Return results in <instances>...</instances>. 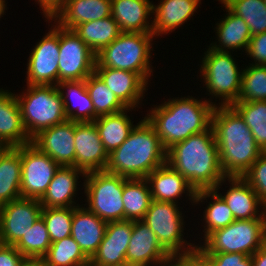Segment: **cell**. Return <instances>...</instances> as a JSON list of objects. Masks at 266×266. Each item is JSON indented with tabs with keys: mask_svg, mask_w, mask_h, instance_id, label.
<instances>
[{
	"mask_svg": "<svg viewBox=\"0 0 266 266\" xmlns=\"http://www.w3.org/2000/svg\"><path fill=\"white\" fill-rule=\"evenodd\" d=\"M59 83L86 80L94 73L96 54L71 29L59 26Z\"/></svg>",
	"mask_w": 266,
	"mask_h": 266,
	"instance_id": "11",
	"label": "cell"
},
{
	"mask_svg": "<svg viewBox=\"0 0 266 266\" xmlns=\"http://www.w3.org/2000/svg\"><path fill=\"white\" fill-rule=\"evenodd\" d=\"M76 168L84 173L105 170L108 153L94 122H75Z\"/></svg>",
	"mask_w": 266,
	"mask_h": 266,
	"instance_id": "16",
	"label": "cell"
},
{
	"mask_svg": "<svg viewBox=\"0 0 266 266\" xmlns=\"http://www.w3.org/2000/svg\"><path fill=\"white\" fill-rule=\"evenodd\" d=\"M197 245L202 254L244 253L252 256L265 243V218L234 220L209 233Z\"/></svg>",
	"mask_w": 266,
	"mask_h": 266,
	"instance_id": "8",
	"label": "cell"
},
{
	"mask_svg": "<svg viewBox=\"0 0 266 266\" xmlns=\"http://www.w3.org/2000/svg\"><path fill=\"white\" fill-rule=\"evenodd\" d=\"M248 25L252 36L266 32V4L264 0H217Z\"/></svg>",
	"mask_w": 266,
	"mask_h": 266,
	"instance_id": "37",
	"label": "cell"
},
{
	"mask_svg": "<svg viewBox=\"0 0 266 266\" xmlns=\"http://www.w3.org/2000/svg\"><path fill=\"white\" fill-rule=\"evenodd\" d=\"M26 91V92H25ZM22 116V123L29 138L42 130L66 121L63 98L58 86L28 85L15 94Z\"/></svg>",
	"mask_w": 266,
	"mask_h": 266,
	"instance_id": "6",
	"label": "cell"
},
{
	"mask_svg": "<svg viewBox=\"0 0 266 266\" xmlns=\"http://www.w3.org/2000/svg\"><path fill=\"white\" fill-rule=\"evenodd\" d=\"M86 208L105 222L124 220V177L103 171L85 173Z\"/></svg>",
	"mask_w": 266,
	"mask_h": 266,
	"instance_id": "9",
	"label": "cell"
},
{
	"mask_svg": "<svg viewBox=\"0 0 266 266\" xmlns=\"http://www.w3.org/2000/svg\"><path fill=\"white\" fill-rule=\"evenodd\" d=\"M166 163L195 189H214L224 175L213 127L177 142L166 152Z\"/></svg>",
	"mask_w": 266,
	"mask_h": 266,
	"instance_id": "2",
	"label": "cell"
},
{
	"mask_svg": "<svg viewBox=\"0 0 266 266\" xmlns=\"http://www.w3.org/2000/svg\"><path fill=\"white\" fill-rule=\"evenodd\" d=\"M232 107L244 119L256 144L266 152V101H236Z\"/></svg>",
	"mask_w": 266,
	"mask_h": 266,
	"instance_id": "38",
	"label": "cell"
},
{
	"mask_svg": "<svg viewBox=\"0 0 266 266\" xmlns=\"http://www.w3.org/2000/svg\"><path fill=\"white\" fill-rule=\"evenodd\" d=\"M85 173L74 166H59L51 180L46 193L40 199L43 208L78 207L76 204L79 177Z\"/></svg>",
	"mask_w": 266,
	"mask_h": 266,
	"instance_id": "23",
	"label": "cell"
},
{
	"mask_svg": "<svg viewBox=\"0 0 266 266\" xmlns=\"http://www.w3.org/2000/svg\"><path fill=\"white\" fill-rule=\"evenodd\" d=\"M170 254L161 246L155 233L142 220L133 221L126 264L155 266Z\"/></svg>",
	"mask_w": 266,
	"mask_h": 266,
	"instance_id": "19",
	"label": "cell"
},
{
	"mask_svg": "<svg viewBox=\"0 0 266 266\" xmlns=\"http://www.w3.org/2000/svg\"><path fill=\"white\" fill-rule=\"evenodd\" d=\"M237 101H266V66L248 64L243 68Z\"/></svg>",
	"mask_w": 266,
	"mask_h": 266,
	"instance_id": "40",
	"label": "cell"
},
{
	"mask_svg": "<svg viewBox=\"0 0 266 266\" xmlns=\"http://www.w3.org/2000/svg\"><path fill=\"white\" fill-rule=\"evenodd\" d=\"M44 266H89L90 259L80 246L69 236L51 243L47 254L42 258Z\"/></svg>",
	"mask_w": 266,
	"mask_h": 266,
	"instance_id": "35",
	"label": "cell"
},
{
	"mask_svg": "<svg viewBox=\"0 0 266 266\" xmlns=\"http://www.w3.org/2000/svg\"><path fill=\"white\" fill-rule=\"evenodd\" d=\"M198 99L193 96L170 98L149 109L145 118L154 127L166 150L211 127L212 113L218 103L212 102L210 98Z\"/></svg>",
	"mask_w": 266,
	"mask_h": 266,
	"instance_id": "1",
	"label": "cell"
},
{
	"mask_svg": "<svg viewBox=\"0 0 266 266\" xmlns=\"http://www.w3.org/2000/svg\"><path fill=\"white\" fill-rule=\"evenodd\" d=\"M21 197L41 199L59 165L32 143L20 146Z\"/></svg>",
	"mask_w": 266,
	"mask_h": 266,
	"instance_id": "12",
	"label": "cell"
},
{
	"mask_svg": "<svg viewBox=\"0 0 266 266\" xmlns=\"http://www.w3.org/2000/svg\"><path fill=\"white\" fill-rule=\"evenodd\" d=\"M74 207L42 208L43 218L51 242L71 236V226Z\"/></svg>",
	"mask_w": 266,
	"mask_h": 266,
	"instance_id": "41",
	"label": "cell"
},
{
	"mask_svg": "<svg viewBox=\"0 0 266 266\" xmlns=\"http://www.w3.org/2000/svg\"><path fill=\"white\" fill-rule=\"evenodd\" d=\"M26 258L11 245H5L0 249V266H21Z\"/></svg>",
	"mask_w": 266,
	"mask_h": 266,
	"instance_id": "45",
	"label": "cell"
},
{
	"mask_svg": "<svg viewBox=\"0 0 266 266\" xmlns=\"http://www.w3.org/2000/svg\"><path fill=\"white\" fill-rule=\"evenodd\" d=\"M155 266H187V253L183 255H170Z\"/></svg>",
	"mask_w": 266,
	"mask_h": 266,
	"instance_id": "48",
	"label": "cell"
},
{
	"mask_svg": "<svg viewBox=\"0 0 266 266\" xmlns=\"http://www.w3.org/2000/svg\"><path fill=\"white\" fill-rule=\"evenodd\" d=\"M124 220H143L150 207L152 196L146 178H125L122 193Z\"/></svg>",
	"mask_w": 266,
	"mask_h": 266,
	"instance_id": "33",
	"label": "cell"
},
{
	"mask_svg": "<svg viewBox=\"0 0 266 266\" xmlns=\"http://www.w3.org/2000/svg\"><path fill=\"white\" fill-rule=\"evenodd\" d=\"M21 158L19 147L0 150V206L21 197Z\"/></svg>",
	"mask_w": 266,
	"mask_h": 266,
	"instance_id": "30",
	"label": "cell"
},
{
	"mask_svg": "<svg viewBox=\"0 0 266 266\" xmlns=\"http://www.w3.org/2000/svg\"><path fill=\"white\" fill-rule=\"evenodd\" d=\"M3 148H4V146L0 143V150L3 149Z\"/></svg>",
	"mask_w": 266,
	"mask_h": 266,
	"instance_id": "55",
	"label": "cell"
},
{
	"mask_svg": "<svg viewBox=\"0 0 266 266\" xmlns=\"http://www.w3.org/2000/svg\"><path fill=\"white\" fill-rule=\"evenodd\" d=\"M155 36L147 33L121 32L96 54L95 68H113L137 73L147 84L153 76L150 64ZM152 73V74H151Z\"/></svg>",
	"mask_w": 266,
	"mask_h": 266,
	"instance_id": "5",
	"label": "cell"
},
{
	"mask_svg": "<svg viewBox=\"0 0 266 266\" xmlns=\"http://www.w3.org/2000/svg\"><path fill=\"white\" fill-rule=\"evenodd\" d=\"M200 64V77L208 96L219 98L218 106H232L238 100L243 69L240 71L231 52L208 48Z\"/></svg>",
	"mask_w": 266,
	"mask_h": 266,
	"instance_id": "7",
	"label": "cell"
},
{
	"mask_svg": "<svg viewBox=\"0 0 266 266\" xmlns=\"http://www.w3.org/2000/svg\"><path fill=\"white\" fill-rule=\"evenodd\" d=\"M227 177L223 178L221 182L214 188L210 190H200L196 192L195 203L199 204L207 200V198L213 199V201H209L205 210L203 211V221L204 224V237L205 238L209 233L216 231L218 229H222L229 224H231L235 218L232 214L231 209L226 204L224 199L219 195L218 191L220 187L226 183Z\"/></svg>",
	"mask_w": 266,
	"mask_h": 266,
	"instance_id": "31",
	"label": "cell"
},
{
	"mask_svg": "<svg viewBox=\"0 0 266 266\" xmlns=\"http://www.w3.org/2000/svg\"><path fill=\"white\" fill-rule=\"evenodd\" d=\"M3 246H5V244H4V241H3V238H2V234H1V232H0V249H1Z\"/></svg>",
	"mask_w": 266,
	"mask_h": 266,
	"instance_id": "52",
	"label": "cell"
},
{
	"mask_svg": "<svg viewBox=\"0 0 266 266\" xmlns=\"http://www.w3.org/2000/svg\"><path fill=\"white\" fill-rule=\"evenodd\" d=\"M39 4L40 10L46 18H52L53 15L63 6L65 0H35Z\"/></svg>",
	"mask_w": 266,
	"mask_h": 266,
	"instance_id": "46",
	"label": "cell"
},
{
	"mask_svg": "<svg viewBox=\"0 0 266 266\" xmlns=\"http://www.w3.org/2000/svg\"><path fill=\"white\" fill-rule=\"evenodd\" d=\"M146 179L150 186L152 200L178 204L177 200L185 193L192 205H195V189L185 177L167 163L153 170Z\"/></svg>",
	"mask_w": 266,
	"mask_h": 266,
	"instance_id": "20",
	"label": "cell"
},
{
	"mask_svg": "<svg viewBox=\"0 0 266 266\" xmlns=\"http://www.w3.org/2000/svg\"><path fill=\"white\" fill-rule=\"evenodd\" d=\"M187 266H212V264L198 249H195L187 253Z\"/></svg>",
	"mask_w": 266,
	"mask_h": 266,
	"instance_id": "47",
	"label": "cell"
},
{
	"mask_svg": "<svg viewBox=\"0 0 266 266\" xmlns=\"http://www.w3.org/2000/svg\"><path fill=\"white\" fill-rule=\"evenodd\" d=\"M21 266H44L42 259H26Z\"/></svg>",
	"mask_w": 266,
	"mask_h": 266,
	"instance_id": "50",
	"label": "cell"
},
{
	"mask_svg": "<svg viewBox=\"0 0 266 266\" xmlns=\"http://www.w3.org/2000/svg\"><path fill=\"white\" fill-rule=\"evenodd\" d=\"M74 133L75 122L67 119L60 124L42 130L31 139V143L59 166L76 167Z\"/></svg>",
	"mask_w": 266,
	"mask_h": 266,
	"instance_id": "15",
	"label": "cell"
},
{
	"mask_svg": "<svg viewBox=\"0 0 266 266\" xmlns=\"http://www.w3.org/2000/svg\"><path fill=\"white\" fill-rule=\"evenodd\" d=\"M94 73L127 108L143 104L148 84L137 73L113 68H94Z\"/></svg>",
	"mask_w": 266,
	"mask_h": 266,
	"instance_id": "18",
	"label": "cell"
},
{
	"mask_svg": "<svg viewBox=\"0 0 266 266\" xmlns=\"http://www.w3.org/2000/svg\"><path fill=\"white\" fill-rule=\"evenodd\" d=\"M223 6L227 16L225 15V18L215 24L217 25L215 34H217L216 40L218 41L212 42L208 47L220 52H234L238 49L240 51L243 48L242 51H246L252 37L247 23L232 13L224 4Z\"/></svg>",
	"mask_w": 266,
	"mask_h": 266,
	"instance_id": "28",
	"label": "cell"
},
{
	"mask_svg": "<svg viewBox=\"0 0 266 266\" xmlns=\"http://www.w3.org/2000/svg\"><path fill=\"white\" fill-rule=\"evenodd\" d=\"M212 266H252V257L244 253L203 254Z\"/></svg>",
	"mask_w": 266,
	"mask_h": 266,
	"instance_id": "43",
	"label": "cell"
},
{
	"mask_svg": "<svg viewBox=\"0 0 266 266\" xmlns=\"http://www.w3.org/2000/svg\"><path fill=\"white\" fill-rule=\"evenodd\" d=\"M7 4L5 0H0V18L5 14V10H7Z\"/></svg>",
	"mask_w": 266,
	"mask_h": 266,
	"instance_id": "51",
	"label": "cell"
},
{
	"mask_svg": "<svg viewBox=\"0 0 266 266\" xmlns=\"http://www.w3.org/2000/svg\"><path fill=\"white\" fill-rule=\"evenodd\" d=\"M73 31L95 54L112 43L121 33L112 16L79 24Z\"/></svg>",
	"mask_w": 266,
	"mask_h": 266,
	"instance_id": "34",
	"label": "cell"
},
{
	"mask_svg": "<svg viewBox=\"0 0 266 266\" xmlns=\"http://www.w3.org/2000/svg\"><path fill=\"white\" fill-rule=\"evenodd\" d=\"M227 181L229 189L226 194L220 192L219 195L231 209L235 220L265 218L266 205L242 177L230 176Z\"/></svg>",
	"mask_w": 266,
	"mask_h": 266,
	"instance_id": "22",
	"label": "cell"
},
{
	"mask_svg": "<svg viewBox=\"0 0 266 266\" xmlns=\"http://www.w3.org/2000/svg\"><path fill=\"white\" fill-rule=\"evenodd\" d=\"M27 229L14 247L26 259H42L52 243L43 218L40 217L31 228Z\"/></svg>",
	"mask_w": 266,
	"mask_h": 266,
	"instance_id": "39",
	"label": "cell"
},
{
	"mask_svg": "<svg viewBox=\"0 0 266 266\" xmlns=\"http://www.w3.org/2000/svg\"><path fill=\"white\" fill-rule=\"evenodd\" d=\"M166 152L154 127L144 117L127 139L108 154L105 171L125 178H146L166 164Z\"/></svg>",
	"mask_w": 266,
	"mask_h": 266,
	"instance_id": "4",
	"label": "cell"
},
{
	"mask_svg": "<svg viewBox=\"0 0 266 266\" xmlns=\"http://www.w3.org/2000/svg\"><path fill=\"white\" fill-rule=\"evenodd\" d=\"M245 53L254 60L251 65L266 66V32L252 36Z\"/></svg>",
	"mask_w": 266,
	"mask_h": 266,
	"instance_id": "44",
	"label": "cell"
},
{
	"mask_svg": "<svg viewBox=\"0 0 266 266\" xmlns=\"http://www.w3.org/2000/svg\"><path fill=\"white\" fill-rule=\"evenodd\" d=\"M132 110L134 108H126L115 114L97 117L93 121L104 149L108 154L116 150L127 139L131 130L135 127L133 121L130 120V116L127 115Z\"/></svg>",
	"mask_w": 266,
	"mask_h": 266,
	"instance_id": "32",
	"label": "cell"
},
{
	"mask_svg": "<svg viewBox=\"0 0 266 266\" xmlns=\"http://www.w3.org/2000/svg\"><path fill=\"white\" fill-rule=\"evenodd\" d=\"M85 206L86 203L84 207L83 205L74 207L71 237L83 253L91 259L103 240L107 222L90 212Z\"/></svg>",
	"mask_w": 266,
	"mask_h": 266,
	"instance_id": "25",
	"label": "cell"
},
{
	"mask_svg": "<svg viewBox=\"0 0 266 266\" xmlns=\"http://www.w3.org/2000/svg\"><path fill=\"white\" fill-rule=\"evenodd\" d=\"M150 0H111V16L121 32L152 34V3ZM151 22V23H150Z\"/></svg>",
	"mask_w": 266,
	"mask_h": 266,
	"instance_id": "26",
	"label": "cell"
},
{
	"mask_svg": "<svg viewBox=\"0 0 266 266\" xmlns=\"http://www.w3.org/2000/svg\"><path fill=\"white\" fill-rule=\"evenodd\" d=\"M57 86L63 98L64 113L68 120L73 122L94 121V107L86 89L85 80L65 81Z\"/></svg>",
	"mask_w": 266,
	"mask_h": 266,
	"instance_id": "29",
	"label": "cell"
},
{
	"mask_svg": "<svg viewBox=\"0 0 266 266\" xmlns=\"http://www.w3.org/2000/svg\"><path fill=\"white\" fill-rule=\"evenodd\" d=\"M0 143L4 147H19L31 143L22 123L15 93L3 88H0Z\"/></svg>",
	"mask_w": 266,
	"mask_h": 266,
	"instance_id": "27",
	"label": "cell"
},
{
	"mask_svg": "<svg viewBox=\"0 0 266 266\" xmlns=\"http://www.w3.org/2000/svg\"><path fill=\"white\" fill-rule=\"evenodd\" d=\"M111 11V0H65L63 6L46 21L52 23L54 20L62 28L73 30L79 24L109 17Z\"/></svg>",
	"mask_w": 266,
	"mask_h": 266,
	"instance_id": "21",
	"label": "cell"
},
{
	"mask_svg": "<svg viewBox=\"0 0 266 266\" xmlns=\"http://www.w3.org/2000/svg\"><path fill=\"white\" fill-rule=\"evenodd\" d=\"M121 266H142V265L125 264V265H121Z\"/></svg>",
	"mask_w": 266,
	"mask_h": 266,
	"instance_id": "54",
	"label": "cell"
},
{
	"mask_svg": "<svg viewBox=\"0 0 266 266\" xmlns=\"http://www.w3.org/2000/svg\"><path fill=\"white\" fill-rule=\"evenodd\" d=\"M39 199L17 198L0 206V232L5 245L14 246L41 217Z\"/></svg>",
	"mask_w": 266,
	"mask_h": 266,
	"instance_id": "14",
	"label": "cell"
},
{
	"mask_svg": "<svg viewBox=\"0 0 266 266\" xmlns=\"http://www.w3.org/2000/svg\"><path fill=\"white\" fill-rule=\"evenodd\" d=\"M265 243H266V213H265Z\"/></svg>",
	"mask_w": 266,
	"mask_h": 266,
	"instance_id": "53",
	"label": "cell"
},
{
	"mask_svg": "<svg viewBox=\"0 0 266 266\" xmlns=\"http://www.w3.org/2000/svg\"><path fill=\"white\" fill-rule=\"evenodd\" d=\"M226 177H242L263 153L241 115L232 106H216L212 125Z\"/></svg>",
	"mask_w": 266,
	"mask_h": 266,
	"instance_id": "3",
	"label": "cell"
},
{
	"mask_svg": "<svg viewBox=\"0 0 266 266\" xmlns=\"http://www.w3.org/2000/svg\"><path fill=\"white\" fill-rule=\"evenodd\" d=\"M53 23L50 31L29 54L26 71L28 85L59 84V25L55 21Z\"/></svg>",
	"mask_w": 266,
	"mask_h": 266,
	"instance_id": "13",
	"label": "cell"
},
{
	"mask_svg": "<svg viewBox=\"0 0 266 266\" xmlns=\"http://www.w3.org/2000/svg\"><path fill=\"white\" fill-rule=\"evenodd\" d=\"M201 0H160L158 5H152V34L155 37L169 35L178 27L195 16Z\"/></svg>",
	"mask_w": 266,
	"mask_h": 266,
	"instance_id": "24",
	"label": "cell"
},
{
	"mask_svg": "<svg viewBox=\"0 0 266 266\" xmlns=\"http://www.w3.org/2000/svg\"><path fill=\"white\" fill-rule=\"evenodd\" d=\"M251 257L252 266H266V243H264Z\"/></svg>",
	"mask_w": 266,
	"mask_h": 266,
	"instance_id": "49",
	"label": "cell"
},
{
	"mask_svg": "<svg viewBox=\"0 0 266 266\" xmlns=\"http://www.w3.org/2000/svg\"><path fill=\"white\" fill-rule=\"evenodd\" d=\"M133 221L108 222L103 240L90 259V266H121L126 264V252L131 239Z\"/></svg>",
	"mask_w": 266,
	"mask_h": 266,
	"instance_id": "17",
	"label": "cell"
},
{
	"mask_svg": "<svg viewBox=\"0 0 266 266\" xmlns=\"http://www.w3.org/2000/svg\"><path fill=\"white\" fill-rule=\"evenodd\" d=\"M178 205L180 204L152 200L142 220L170 255H183L197 249L194 243H188L183 238L184 215Z\"/></svg>",
	"mask_w": 266,
	"mask_h": 266,
	"instance_id": "10",
	"label": "cell"
},
{
	"mask_svg": "<svg viewBox=\"0 0 266 266\" xmlns=\"http://www.w3.org/2000/svg\"><path fill=\"white\" fill-rule=\"evenodd\" d=\"M242 178L252 187L258 198L266 205V152H263Z\"/></svg>",
	"mask_w": 266,
	"mask_h": 266,
	"instance_id": "42",
	"label": "cell"
},
{
	"mask_svg": "<svg viewBox=\"0 0 266 266\" xmlns=\"http://www.w3.org/2000/svg\"><path fill=\"white\" fill-rule=\"evenodd\" d=\"M85 86L93 103L94 120L127 108L95 73L85 80Z\"/></svg>",
	"mask_w": 266,
	"mask_h": 266,
	"instance_id": "36",
	"label": "cell"
}]
</instances>
